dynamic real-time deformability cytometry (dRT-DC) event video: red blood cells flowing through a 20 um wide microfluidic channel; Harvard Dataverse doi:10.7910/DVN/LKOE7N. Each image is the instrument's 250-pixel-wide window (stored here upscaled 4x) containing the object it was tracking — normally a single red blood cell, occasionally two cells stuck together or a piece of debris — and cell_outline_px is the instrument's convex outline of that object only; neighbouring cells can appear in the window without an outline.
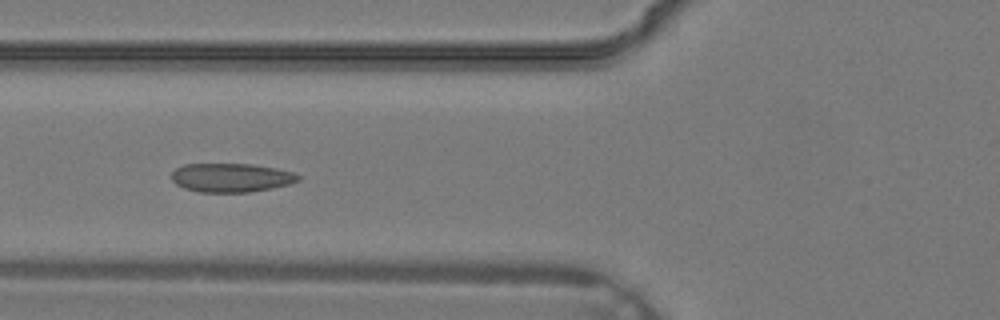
{"species": "common noctule bat (a hibernating species)", "species_latin": "Nyctalus noctula", "temperature_condition": "warm", "stored_images_in_passage": 37, "camera_frame_rate_fps": 3000, "um_per_image_px": 0.085, "animal": {"sex": "male", "body_mass_g": 19.2, "forearm_length_mm": 51.8}, "frame": {"image": 1, "passage_image": 15, "time_ms": 4.667, "image_size_px": [1000, 320], "cell_outline_px": [[300, 180], [288, 184], [272, 188], [248, 192], [200, 192], [184, 188], [176, 184], [172, 180], [172, 172], [176, 168], [184, 164], [252, 164], [276, 168], [292, 172], [300, 176]], "centroid_in_image_um": [19.64, 15.1], "position_along_channel_um": 106.2, "area_um2": 21.21}}
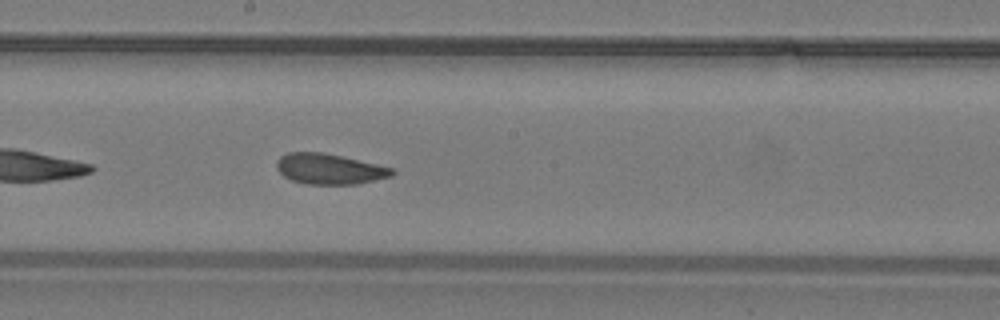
{"frame": {"image": 2, "passage_image": 21, "time_ms": 6.667, "image_size_px": [1000, 320], "cell_outline_px": [[396, 172], [392, 176], [356, 184], [308, 184], [292, 180], [284, 176], [276, 168], [276, 164], [280, 156], [288, 152], [324, 152], [376, 164], [392, 168]], "centroid_in_image_um": [27.99, 14.35], "position_along_channel_um": 220.2, "area_um2": 20.4}}
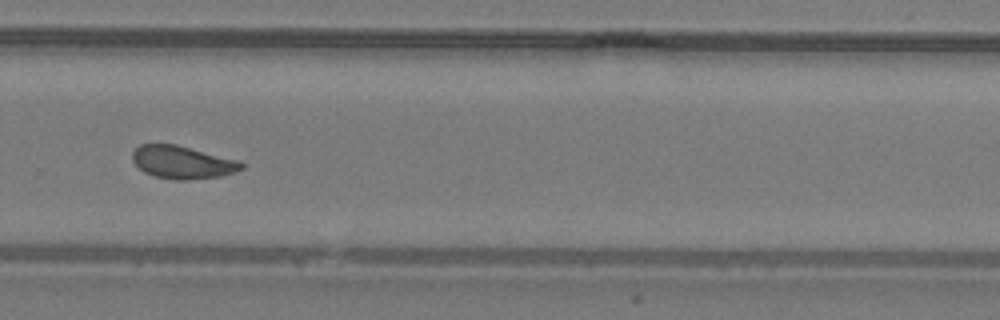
{"frame": {"image": 3, "passage_image": 26, "time_ms": 8.333, "image_size_px": [1000, 320], "cell_outline_px": [[244, 168], [236, 172], [220, 176], [188, 180], [172, 180], [156, 176], [144, 172], [132, 160], [132, 152], [140, 144], [176, 144], [236, 160], [244, 164]], "centroid_in_image_um": [15.49, 13.8], "position_along_channel_um": 314.3, "area_um2": 20.69}}